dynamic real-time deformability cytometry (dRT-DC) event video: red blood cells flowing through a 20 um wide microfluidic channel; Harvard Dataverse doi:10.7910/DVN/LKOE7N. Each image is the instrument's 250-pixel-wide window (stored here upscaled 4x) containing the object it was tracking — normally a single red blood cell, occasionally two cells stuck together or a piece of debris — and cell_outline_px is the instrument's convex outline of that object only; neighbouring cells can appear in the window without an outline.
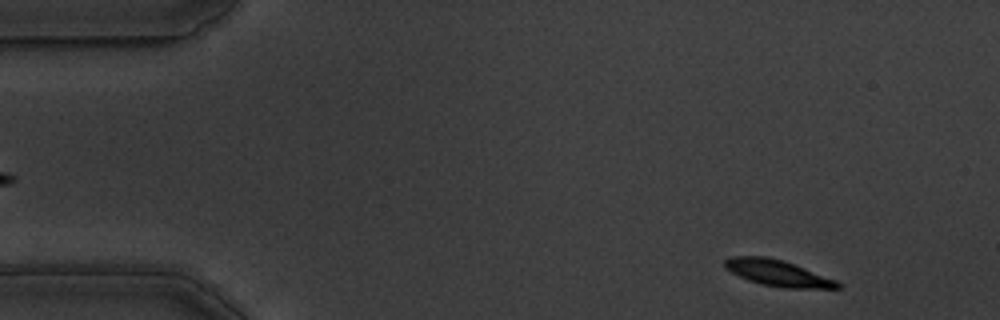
{"species": "common noctule bat (a hibernating species)", "species_latin": "Nyctalus noctula", "temperature_condition": "warm", "stored_images_in_passage": 9, "camera_frame_rate_fps": 3000, "um_per_image_px": 0.085, "animal": {"sex": "male", "body_mass_g": 19.5, "forearm_length_mm": 54.6}, "frame": {"image": 1, "passage_image": 3, "time_ms": 0.667, "image_size_px": [1000, 320], "cell_outline_px": [[840, 288], [784, 288], [764, 284], [748, 280], [724, 268], [724, 260], [732, 256], [768, 256], [784, 260], [836, 280], [840, 284]], "centroid_in_image_um": [66.09, 23.19], "position_along_channel_um": 18.9, "area_um2": 17.05}}